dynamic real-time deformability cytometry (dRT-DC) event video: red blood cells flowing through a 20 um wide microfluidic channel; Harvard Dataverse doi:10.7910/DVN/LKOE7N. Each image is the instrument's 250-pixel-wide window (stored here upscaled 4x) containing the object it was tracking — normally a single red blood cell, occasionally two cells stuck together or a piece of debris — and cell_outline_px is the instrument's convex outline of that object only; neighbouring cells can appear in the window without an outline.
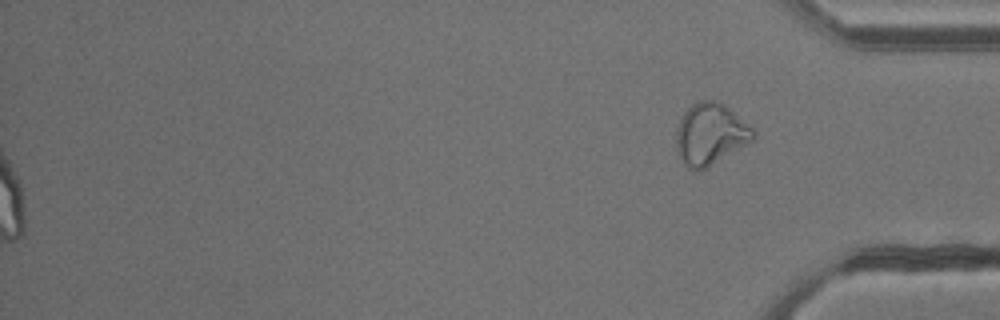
{"species": "common noctule bat (a hibernating species)", "species_latin": "Nyctalus noctula", "temperature_condition": "cold", "stored_images_in_passage": 55, "segment_of_instrument_passage": [2, 2], "camera_frame_rate_fps": 3000, "um_per_image_px": 0.085, "animal": {"sex": "male", "body_mass_g": 13.3}, "frame": {"image": 1, "passage_image": 55, "time_ms": 18.0, "image_size_px": [1000, 320], "cell_outline_px": [[756, 140], [708, 168], [692, 172], [684, 164], [676, 148], [676, 128], [684, 112], [696, 100], [716, 100], [724, 104], [752, 128], [756, 132]], "centroid_in_image_um": [60.39, 11.43], "position_along_channel_um": 374.8, "area_um2": 28.09}}